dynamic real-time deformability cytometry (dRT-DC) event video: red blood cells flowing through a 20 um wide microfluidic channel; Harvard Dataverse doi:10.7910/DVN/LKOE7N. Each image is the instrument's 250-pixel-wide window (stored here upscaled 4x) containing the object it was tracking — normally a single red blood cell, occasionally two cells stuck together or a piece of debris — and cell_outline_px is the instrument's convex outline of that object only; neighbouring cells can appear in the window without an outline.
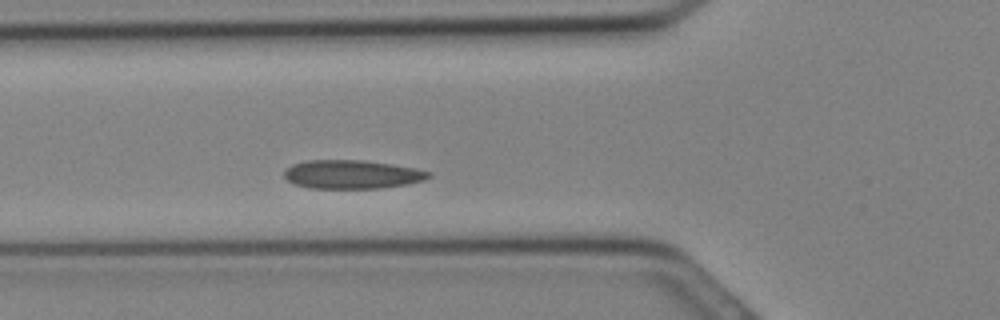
{"species": "Egyptian fruit bat (a non-hibernating species)", "species_latin": "Rousettus aegyptiacus", "temperature_condition": "cold", "stored_images_in_passage": 12, "camera_frame_rate_fps": 3000, "um_per_image_px": 0.085, "animal": {"sex": "female"}, "frame": {"image": 1, "passage_image": 6, "time_ms": 1.667, "image_size_px": [1000, 320], "cell_outline_px": [[432, 176], [424, 180], [408, 184], [380, 188], [308, 188], [296, 184], [288, 180], [284, 176], [284, 172], [292, 164], [304, 160], [364, 160], [392, 164], [416, 168], [432, 172]], "centroid_in_image_um": [29.95, 14.81], "position_along_channel_um": 95.8, "area_um2": 24.22}}
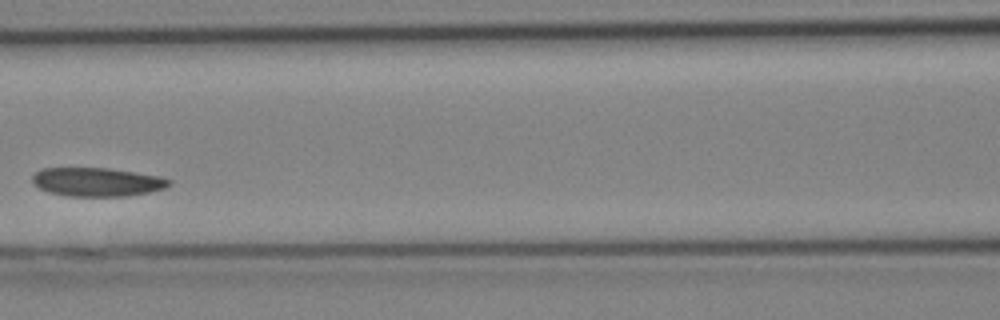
{"frame": {"image": 2, "passage_image": 9, "time_ms": 2.667, "image_size_px": [1000, 320], "cell_outline_px": [[172, 184], [164, 188], [148, 192], [128, 196], [68, 196], [48, 192], [40, 188], [32, 180], [32, 176], [40, 168], [108, 168], [156, 176], [172, 180]], "centroid_in_image_um": [8.23, 15.47], "position_along_channel_um": 158.4, "area_um2": 22.66}}